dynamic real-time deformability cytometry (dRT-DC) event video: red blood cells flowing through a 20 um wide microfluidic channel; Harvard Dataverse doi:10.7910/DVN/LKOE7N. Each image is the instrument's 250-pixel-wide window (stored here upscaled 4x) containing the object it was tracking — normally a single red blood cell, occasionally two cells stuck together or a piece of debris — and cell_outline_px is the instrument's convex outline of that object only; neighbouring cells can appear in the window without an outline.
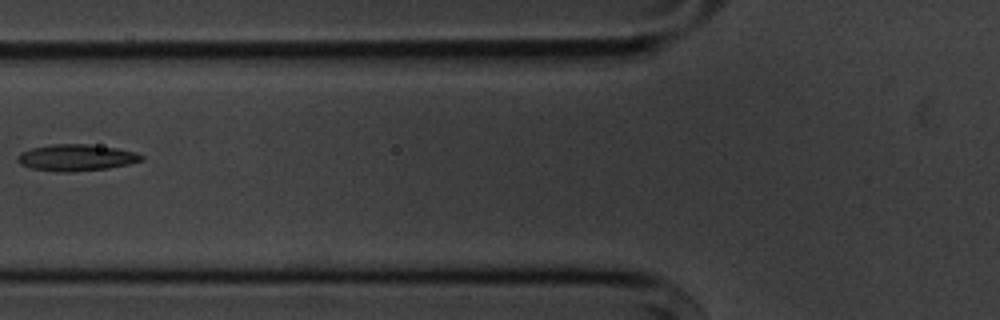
{"species": "common noctule bat (a hibernating species)", "species_latin": "Nyctalus noctula", "temperature_condition": "cold", "stored_images_in_passage": 5, "camera_frame_rate_fps": 3000, "um_per_image_px": 0.085, "animal": {"sex": "male", "body_mass_g": 20.1, "forearm_length_mm": 53.5}, "frame": {"image": 1, "passage_image": 5, "time_ms": 5.667, "image_size_px": [1000, 320], "cell_outline_px": [[144, 160], [128, 164], [108, 168], [72, 172], [60, 172], [32, 168], [20, 164], [16, 160], [16, 156], [20, 152], [32, 148], [52, 144], [88, 144], [116, 148], [136, 152], [144, 156]], "centroid_in_image_um": [6.47, 13.39], "position_along_channel_um": 119.3, "area_um2": 19.19}}